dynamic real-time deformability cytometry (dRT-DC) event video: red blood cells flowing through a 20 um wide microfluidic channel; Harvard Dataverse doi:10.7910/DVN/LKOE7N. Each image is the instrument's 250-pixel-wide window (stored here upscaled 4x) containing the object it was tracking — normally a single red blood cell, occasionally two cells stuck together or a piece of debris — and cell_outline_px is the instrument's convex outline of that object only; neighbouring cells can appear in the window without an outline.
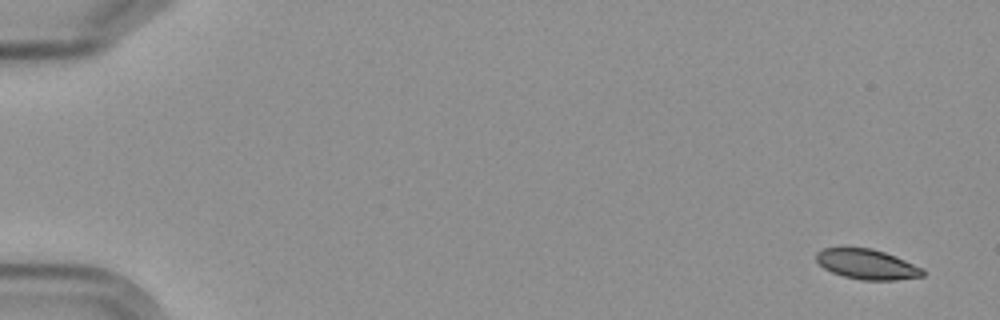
{"species": "Egyptian fruit bat (a non-hibernating species)", "species_latin": "Rousettus aegyptiacus", "temperature_condition": "cold", "stored_images_in_passage": 8, "camera_frame_rate_fps": 3000, "um_per_image_px": 0.085, "frame": {"image": 1, "passage_image": 1, "time_ms": 0.0, "image_size_px": [1000, 320], "cell_outline_px": [[924, 276], [896, 280], [864, 280], [844, 276], [832, 272], [824, 268], [816, 260], [816, 252], [824, 248], [872, 248], [896, 256], [924, 268]], "centroid_in_image_um": [73.72, 22.46], "position_along_channel_um": 11.3, "area_um2": 18.61}}
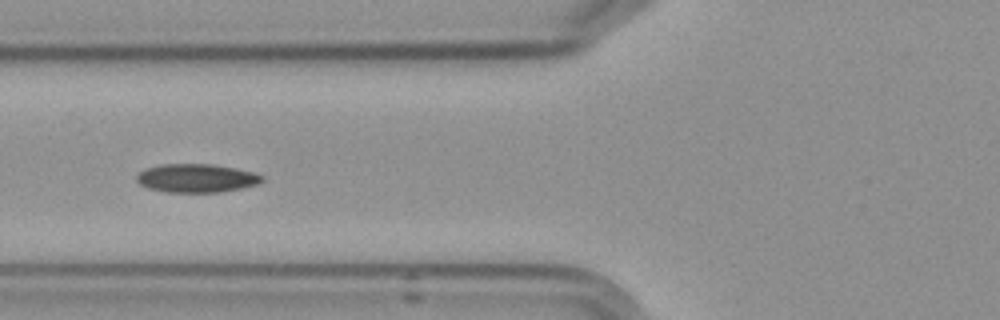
{"frame": {"image": 2, "passage_image": 7, "time_ms": 7.0, "image_size_px": [1000, 320], "cell_outline_px": [[264, 180], [256, 184], [240, 188], [220, 192], [168, 192], [148, 188], [140, 184], [136, 180], [136, 176], [140, 172], [148, 168], [160, 164], [212, 164], [236, 168], [252, 172], [264, 176]], "centroid_in_image_um": [16.7, 15.14], "position_along_channel_um": 109.1, "area_um2": 20.69}}
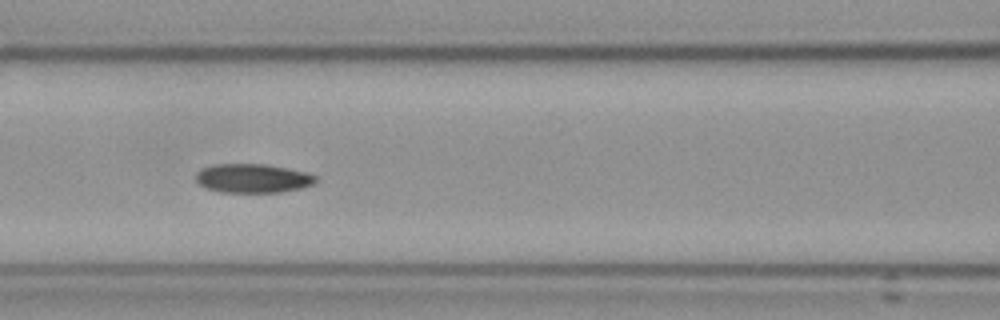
{"frame": {"image": 3, "passage_image": 8, "time_ms": 8.0, "image_size_px": [1000, 320], "cell_outline_px": [[316, 180], [312, 184], [300, 188], [280, 192], [220, 192], [204, 188], [196, 180], [196, 172], [204, 168], [216, 164], [264, 164], [304, 172], [316, 176]], "centroid_in_image_um": [21.43, 15.16], "position_along_channel_um": 145.2, "area_um2": 19.94}}